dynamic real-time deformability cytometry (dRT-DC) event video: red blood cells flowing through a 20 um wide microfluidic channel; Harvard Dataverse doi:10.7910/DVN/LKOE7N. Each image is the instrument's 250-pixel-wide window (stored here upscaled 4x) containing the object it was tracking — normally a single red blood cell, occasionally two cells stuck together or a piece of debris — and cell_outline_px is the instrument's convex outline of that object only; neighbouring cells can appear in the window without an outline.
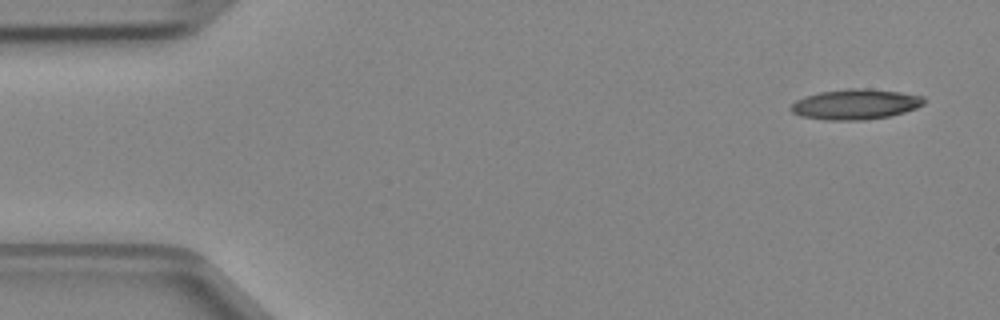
{"species": "Egyptian fruit bat (a non-hibernating species)", "species_latin": "Rousettus aegyptiacus", "temperature_condition": "cold", "stored_images_in_passage": 4, "camera_frame_rate_fps": 3000, "um_per_image_px": 0.085, "animal": {"sex": "female"}, "frame": {"image": 1, "passage_image": 1, "time_ms": 0.0, "image_size_px": [1000, 320], "cell_outline_px": [[924, 104], [916, 108], [904, 112], [888, 116], [864, 120], [828, 120], [800, 116], [792, 112], [788, 108], [796, 100], [804, 96], [820, 92], [848, 88], [860, 88], [900, 92], [924, 96]], "centroid_in_image_um": [72.69, 8.86], "position_along_channel_um": 12.3, "area_um2": 23.47}}
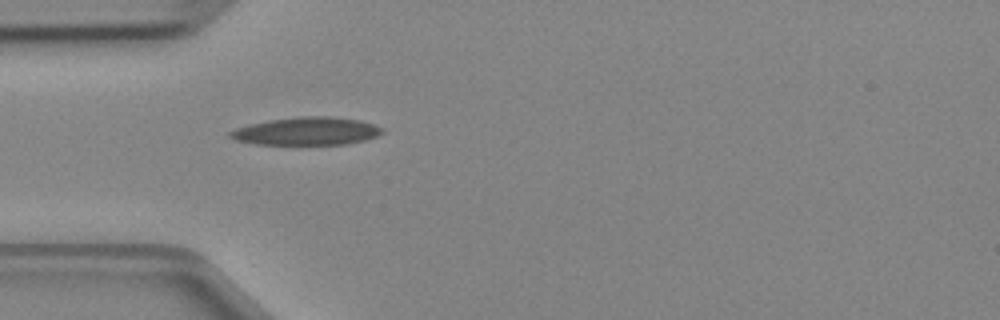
{"frame": {"image": 2, "passage_image": 4, "time_ms": 1.0, "image_size_px": [1000, 320], "cell_outline_px": [[384, 132], [376, 136], [364, 140], [348, 144], [256, 144], [236, 140], [228, 136], [228, 132], [236, 128], [268, 120], [300, 116], [328, 116], [360, 120], [384, 128]], "centroid_in_image_um": [26.07, 11.14], "position_along_channel_um": 58.9, "area_um2": 24.62}}